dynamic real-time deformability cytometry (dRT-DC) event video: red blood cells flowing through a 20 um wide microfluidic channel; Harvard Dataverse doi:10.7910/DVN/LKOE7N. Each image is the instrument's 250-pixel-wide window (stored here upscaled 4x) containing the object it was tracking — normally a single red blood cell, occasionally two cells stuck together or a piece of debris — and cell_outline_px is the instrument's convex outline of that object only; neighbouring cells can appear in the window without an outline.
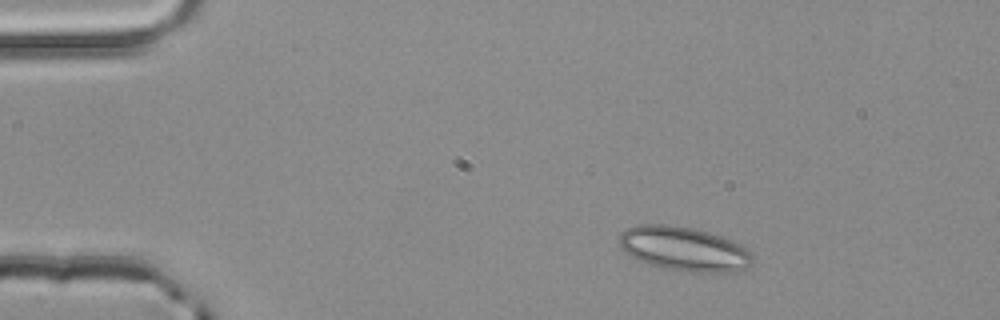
{"species": "common noctule bat (a hibernating species)", "species_latin": "Nyctalus noctula", "temperature_condition": "room temperature", "stored_images_in_passage": 2, "camera_frame_rate_fps": 3000, "um_per_image_px": 0.085, "animal": {"sex": "male", "body_mass_g": 20.4}, "frame": {"image": 1, "passage_image": 1, "time_ms": 0.0, "image_size_px": [1000, 320], "cell_outline_px": [[752, 264], [748, 268], [728, 272], [692, 272], [664, 268], [640, 260], [624, 252], [620, 248], [620, 236], [628, 228], [640, 224], [668, 224], [692, 228], [708, 232], [732, 240], [740, 244], [752, 252]], "centroid_in_image_um": [58.18, 21.15], "position_along_channel_um": 26.8, "area_um2": 34.16}}